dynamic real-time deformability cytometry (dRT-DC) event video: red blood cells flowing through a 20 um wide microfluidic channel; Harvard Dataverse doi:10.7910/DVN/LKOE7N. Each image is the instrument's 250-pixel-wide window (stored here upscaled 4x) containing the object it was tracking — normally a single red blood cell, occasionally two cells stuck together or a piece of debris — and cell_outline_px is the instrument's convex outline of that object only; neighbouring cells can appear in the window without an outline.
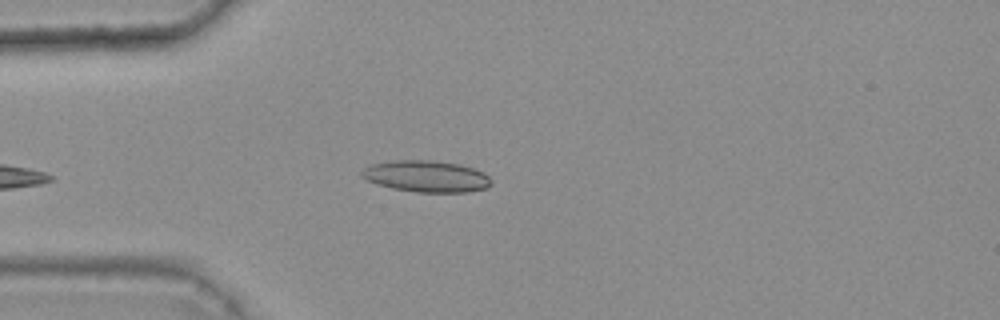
{"species": "common noctule bat (a hibernating species)", "species_latin": "Nyctalus noctula", "temperature_condition": "warm", "stored_images_in_passage": 30, "camera_frame_rate_fps": 3000, "um_per_image_px": 0.085, "animal": {"sex": "female", "body_mass_g": 25.1}, "frame": {"image": 1, "passage_image": 3, "time_ms": 0.667, "image_size_px": [1000, 320], "cell_outline_px": [[492, 184], [488, 188], [468, 192], [416, 192], [392, 188], [376, 184], [360, 176], [360, 172], [364, 168], [372, 164], [392, 160], [432, 160], [460, 164], [484, 172], [492, 180]], "centroid_in_image_um": [36.25, 14.99], "position_along_channel_um": 48.7, "area_um2": 23.99}}
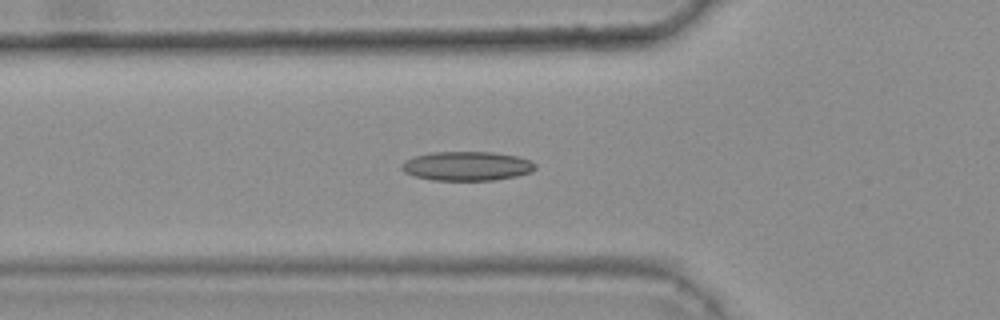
{"frame": {"image": 2, "passage_image": 7, "time_ms": 2.0, "image_size_px": [1000, 320], "cell_outline_px": [[536, 168], [532, 172], [516, 176], [496, 180], [432, 180], [416, 176], [404, 172], [400, 168], [400, 164], [404, 160], [412, 156], [432, 152], [492, 152], [516, 156], [532, 160], [536, 164]], "centroid_in_image_um": [39.68, 14.11], "position_along_channel_um": 86.1, "area_um2": 22.95}}
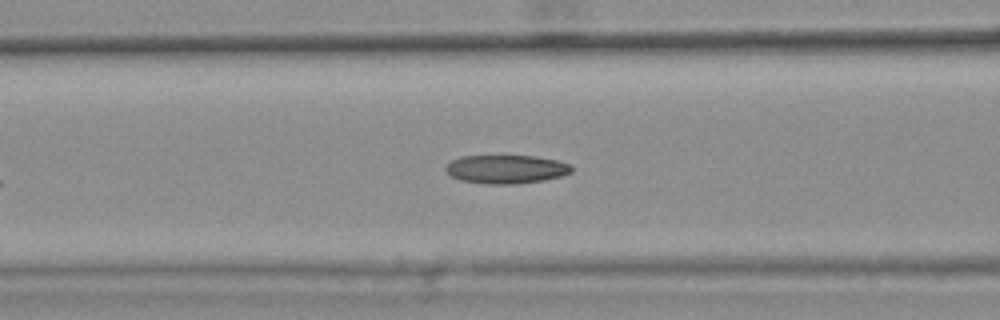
{"frame": {"image": 3, "passage_image": 10, "time_ms": 3.0, "image_size_px": [1000, 320], "cell_outline_px": [[572, 172], [560, 176], [544, 180], [516, 184], [488, 184], [460, 180], [452, 176], [444, 168], [452, 160], [460, 156], [536, 156], [556, 160], [572, 164]], "centroid_in_image_um": [43.04, 14.38], "position_along_channel_um": 123.6, "area_um2": 20.92}, "authors_computed_cell_mechanics": {"area_um2": 20.9525, "velocity_mm_per_s": 3.6983, "shape_relaxation_time_tau1_ms": null, "shape_relaxation_time_tau2_ms": 2.7801, "deformation_change_tau1": null, "deformation_change_tau2": 0.0967}}